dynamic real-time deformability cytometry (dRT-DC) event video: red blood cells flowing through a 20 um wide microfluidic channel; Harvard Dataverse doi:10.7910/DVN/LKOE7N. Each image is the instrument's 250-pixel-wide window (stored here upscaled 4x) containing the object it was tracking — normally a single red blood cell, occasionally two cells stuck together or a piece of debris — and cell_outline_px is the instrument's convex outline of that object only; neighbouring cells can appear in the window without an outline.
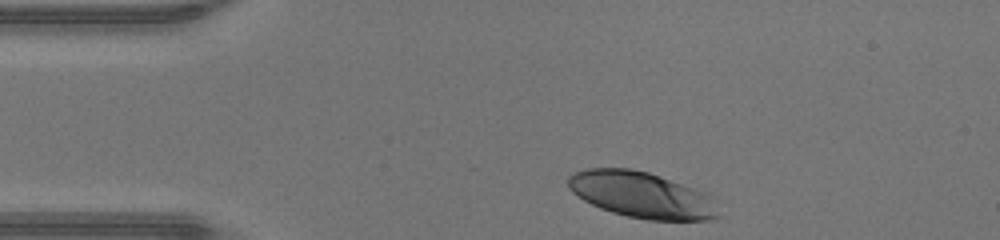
{"species": "human", "species_latin": "Homo sapiens", "temperature_condition": "warm", "stored_images_in_passage": 30, "camera_frame_rate_fps": 3000, "um_per_image_px": 0.085, "donor": {"sex": "male"}, "frame": {"image": 1, "passage_image": 1, "time_ms": 0.0, "image_size_px": [1000, 240], "cell_outline_px": [[716, 216], [708, 220], [648, 220], [628, 216], [612, 212], [600, 208], [584, 200], [572, 192], [568, 188], [568, 176], [572, 172], [584, 168], [628, 168], [648, 172], [708, 192], [712, 196]], "centroid_in_image_um": [54.49, 16.54], "position_along_channel_um": 30.5, "area_um2": 40.29}}
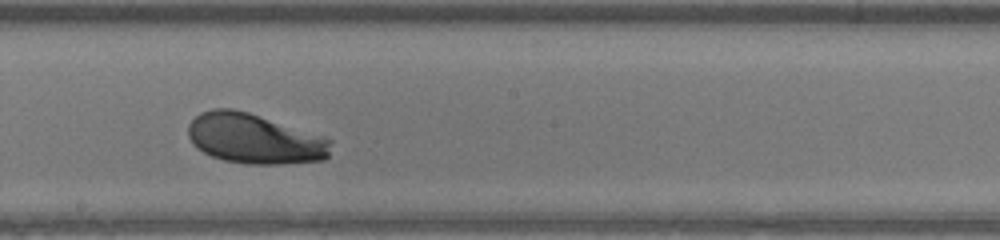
{"frame": {"image": 2, "passage_image": 18, "time_ms": 5.667, "image_size_px": [1000, 240], "cell_outline_px": [[332, 140], [328, 156], [324, 160], [284, 164], [248, 164], [224, 160], [212, 156], [196, 148], [192, 144], [188, 136], [188, 124], [200, 112], [212, 108], [232, 108], [248, 112]], "centroid_in_image_um": [21.58, 11.8], "position_along_channel_um": 226.6, "area_um2": 41.38}}
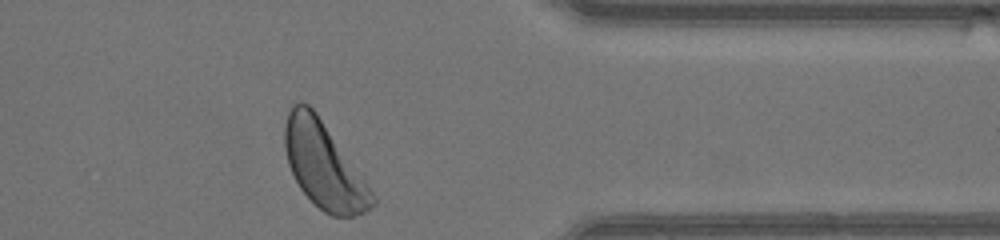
{"frame": {"image": 3, "passage_image": 30, "time_ms": 9.667, "image_size_px": [1000, 240], "cell_outline_px": [[376, 204], [372, 208], [364, 212], [352, 216], [332, 216], [324, 212], [300, 188], [288, 164], [284, 148], [284, 124], [288, 112], [292, 104], [296, 100], [300, 100], [308, 104], [316, 112], [368, 184], [376, 200]], "centroid_in_image_um": [27.5, 14.03], "position_along_channel_um": 383.9, "area_um2": 43.47}, "authors_computed_cell_mechanics": {"area_um2": 41.4137, "velocity_mm_per_s": 4.3473, "shape_relaxation_time_tau1_ms": 2.2489, "shape_relaxation_time_tau2_ms": null, "deformation_change_tau1": 0.1362, "deformation_change_tau2": null}}